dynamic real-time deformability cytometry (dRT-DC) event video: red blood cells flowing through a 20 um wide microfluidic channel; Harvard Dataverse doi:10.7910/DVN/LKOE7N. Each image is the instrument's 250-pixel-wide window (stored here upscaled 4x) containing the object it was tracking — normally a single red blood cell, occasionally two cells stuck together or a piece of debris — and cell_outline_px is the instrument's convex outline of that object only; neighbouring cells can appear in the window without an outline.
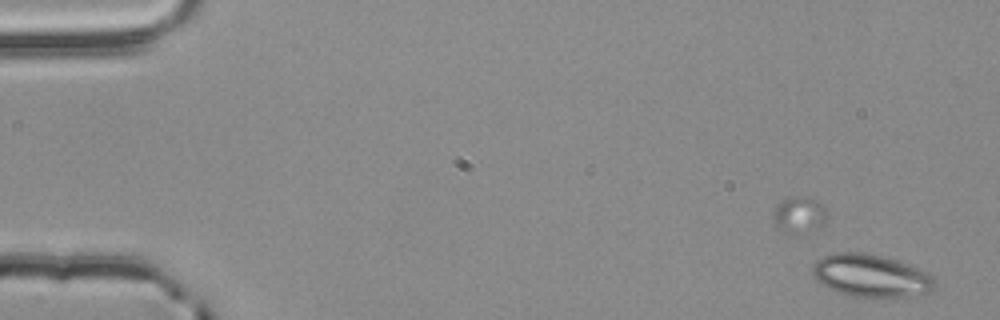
{"species": "common noctule bat (a hibernating species)", "species_latin": "Nyctalus noctula", "temperature_condition": "room temperature", "stored_images_in_passage": 4, "camera_frame_rate_fps": 3000, "um_per_image_px": 0.085, "animal": {"sex": "male", "body_mass_g": 20.4}, "frame": {"image": 1, "passage_image": 2, "time_ms": 0.333, "image_size_px": [1000, 320], "cell_outline_px": [[936, 284], [932, 292], [916, 296], [852, 296], [836, 292], [816, 280], [812, 272], [812, 268], [816, 260], [824, 256], [836, 252], [864, 252], [880, 256], [908, 264], [928, 272], [936, 276]], "centroid_in_image_um": [74.07, 23.43], "position_along_channel_um": 10.9, "area_um2": 30.4}}